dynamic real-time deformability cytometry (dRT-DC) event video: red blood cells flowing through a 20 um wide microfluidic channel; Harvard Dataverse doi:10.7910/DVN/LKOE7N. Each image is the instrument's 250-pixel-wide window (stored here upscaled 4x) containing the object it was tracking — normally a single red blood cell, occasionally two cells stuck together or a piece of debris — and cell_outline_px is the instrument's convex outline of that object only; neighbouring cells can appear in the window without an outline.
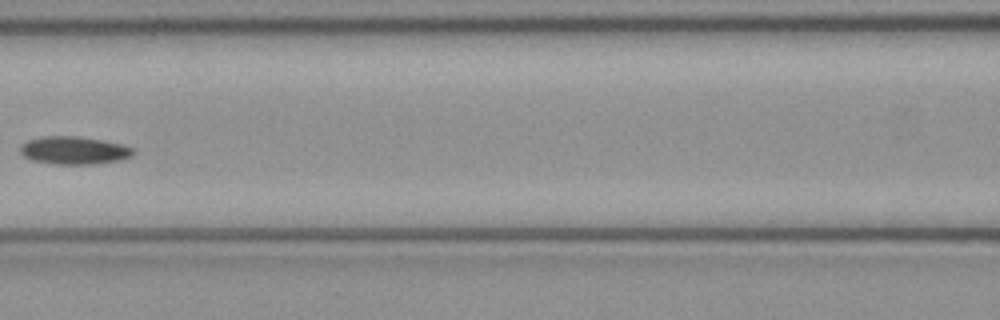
{"species": "common noctule bat (a hibernating species)", "species_latin": "Nyctalus noctula", "temperature_condition": "cold", "stored_images_in_passage": 6, "camera_frame_rate_fps": 3000, "um_per_image_px": 0.085, "animal": {"sex": "female", "body_mass_g": 21.9}, "frame": {"image": 1, "passage_image": 6, "time_ms": 1.667, "image_size_px": [1000, 320], "cell_outline_px": [[136, 152], [132, 156], [120, 160], [96, 164], [52, 164], [32, 160], [24, 156], [20, 152], [20, 148], [28, 140], [40, 136], [76, 136], [100, 140], [120, 144], [132, 148]], "centroid_in_image_um": [6.29, 12.79], "position_along_channel_um": 160.3, "area_um2": 18.26}}